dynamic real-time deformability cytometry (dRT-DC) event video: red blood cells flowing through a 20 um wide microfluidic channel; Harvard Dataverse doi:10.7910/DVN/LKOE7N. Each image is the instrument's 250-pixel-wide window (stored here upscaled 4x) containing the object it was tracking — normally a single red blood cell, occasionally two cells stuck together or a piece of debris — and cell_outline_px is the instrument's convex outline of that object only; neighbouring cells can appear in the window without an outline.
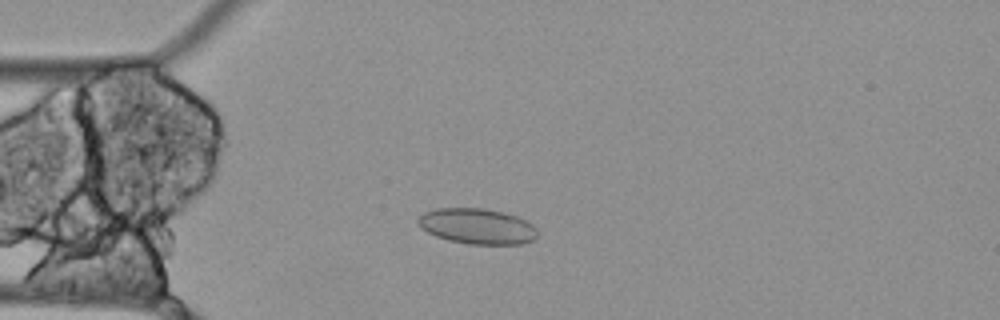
{"species": "Egyptian fruit bat (a non-hibernating species)", "species_latin": "Rousettus aegyptiacus", "temperature_condition": "cold", "stored_images_in_passage": 57, "camera_frame_rate_fps": 3000, "um_per_image_px": 0.085, "animal": {"sex": "female"}, "frame": {"image": 1, "passage_image": 15, "time_ms": 4.667, "image_size_px": [1000, 320], "cell_outline_px": [[536, 236], [532, 240], [524, 244], [468, 244], [448, 240], [436, 236], [420, 228], [416, 224], [416, 220], [424, 212], [436, 208], [484, 208], [504, 212], [516, 216], [532, 224], [536, 228]], "centroid_in_image_um": [40.52, 19.23], "position_along_channel_um": 44.5, "area_um2": 24.85}}
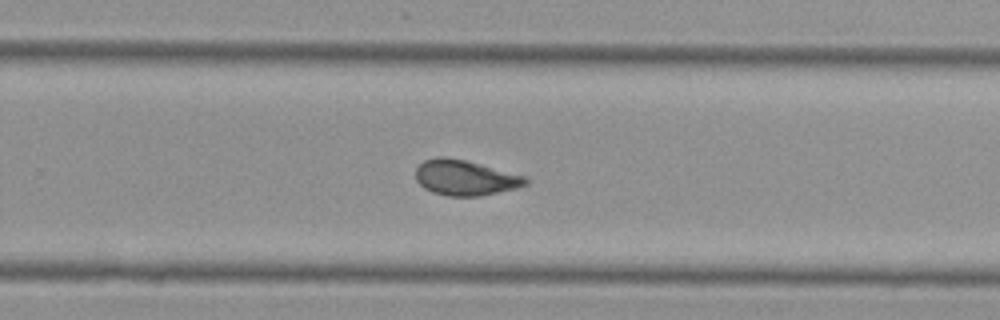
{"frame": {"image": 2, "passage_image": 37, "time_ms": 12.0, "image_size_px": [1000, 320], "cell_outline_px": [[528, 184], [516, 188], [480, 196], [448, 196], [432, 192], [424, 188], [416, 180], [416, 168], [424, 160], [436, 156], [444, 156], [468, 160], [528, 176]], "centroid_in_image_um": [39.56, 15.09], "position_along_channel_um": 290.2, "area_um2": 23.0}}
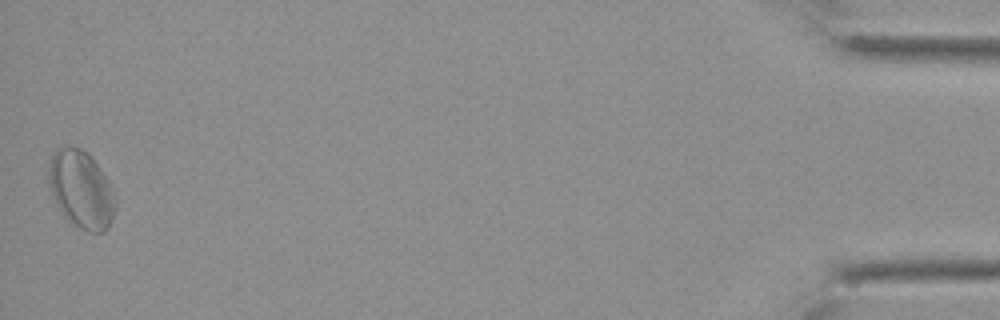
{"frame": {"image": 3, "passage_image": 57, "time_ms": 18.667, "image_size_px": [1000, 320], "cell_outline_px": [[116, 208], [104, 232], [88, 232], [80, 228], [68, 220], [64, 216], [56, 204], [52, 196], [48, 180], [48, 168], [52, 156], [56, 148], [80, 148], [88, 152], [100, 168], [108, 180], [112, 188], [116, 200]], "centroid_in_image_um": [6.89, 16.11], "position_along_channel_um": 428.3, "area_um2": 30.0}}